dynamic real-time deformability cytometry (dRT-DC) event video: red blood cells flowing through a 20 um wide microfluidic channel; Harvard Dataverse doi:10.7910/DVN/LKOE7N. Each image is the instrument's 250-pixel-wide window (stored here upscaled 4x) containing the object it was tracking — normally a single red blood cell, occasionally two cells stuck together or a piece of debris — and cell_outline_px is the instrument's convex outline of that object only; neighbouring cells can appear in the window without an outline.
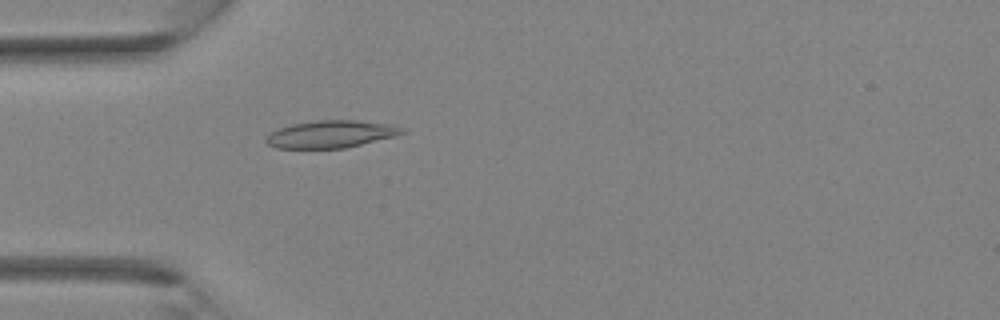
{"species": "Egyptian fruit bat (a non-hibernating species)", "species_latin": "Rousettus aegyptiacus", "temperature_condition": "room temperature", "stored_images_in_passage": 36, "camera_frame_rate_fps": 3000, "um_per_image_px": 0.085, "animal": {"sex": "female"}, "frame": {"image": 1, "passage_image": 11, "time_ms": 3.333, "image_size_px": [1000, 320], "cell_outline_px": [[404, 132], [396, 136], [344, 148], [276, 148], [268, 144], [264, 140], [272, 132], [280, 128], [292, 124], [316, 120], [356, 120], [388, 124], [404, 128]], "centroid_in_image_um": [28.13, 11.4], "position_along_channel_um": 56.9, "area_um2": 21.44}}
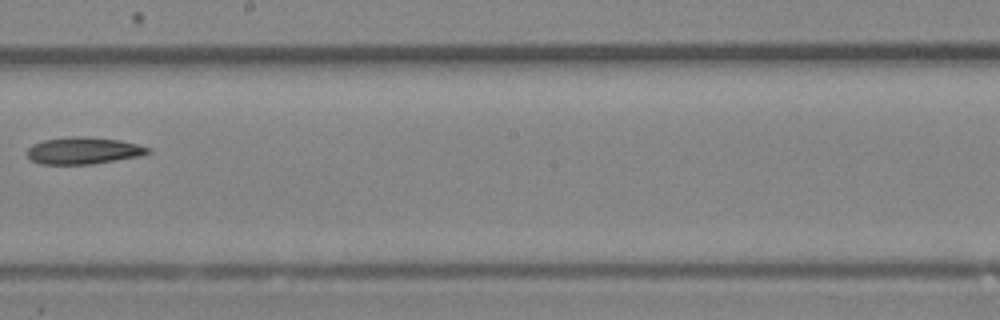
{"frame": {"image": 2, "passage_image": 21, "time_ms": 6.667, "image_size_px": [1000, 320], "cell_outline_px": [[152, 152], [144, 156], [92, 164], [40, 164], [32, 160], [28, 156], [28, 148], [32, 144], [44, 140], [72, 136], [88, 136], [120, 140], [152, 148]], "centroid_in_image_um": [7.16, 12.8], "position_along_channel_um": 241.0, "area_um2": 19.19}}
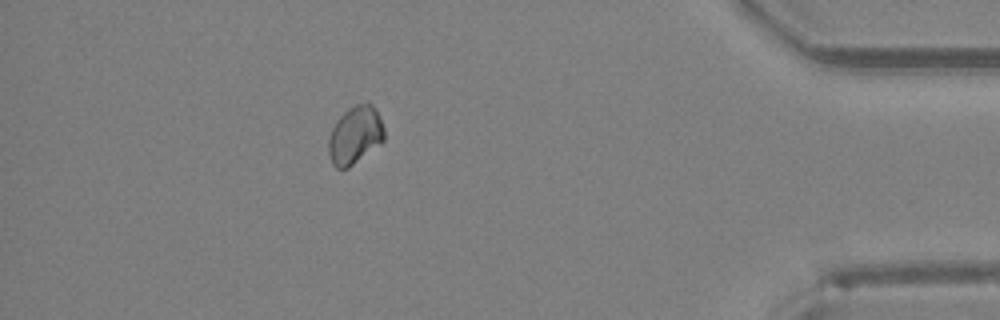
{"frame": {"image": 3, "passage_image": 32, "time_ms": 10.333, "image_size_px": [1000, 320], "cell_outline_px": [[384, 140], [380, 144], [348, 168], [336, 168], [332, 164], [328, 152], [328, 140], [332, 128], [336, 120], [348, 108], [356, 104], [368, 100], [376, 108], [384, 128]], "centroid_in_image_um": [30.18, 11.46], "position_along_channel_um": 405.0, "area_um2": 18.96}}